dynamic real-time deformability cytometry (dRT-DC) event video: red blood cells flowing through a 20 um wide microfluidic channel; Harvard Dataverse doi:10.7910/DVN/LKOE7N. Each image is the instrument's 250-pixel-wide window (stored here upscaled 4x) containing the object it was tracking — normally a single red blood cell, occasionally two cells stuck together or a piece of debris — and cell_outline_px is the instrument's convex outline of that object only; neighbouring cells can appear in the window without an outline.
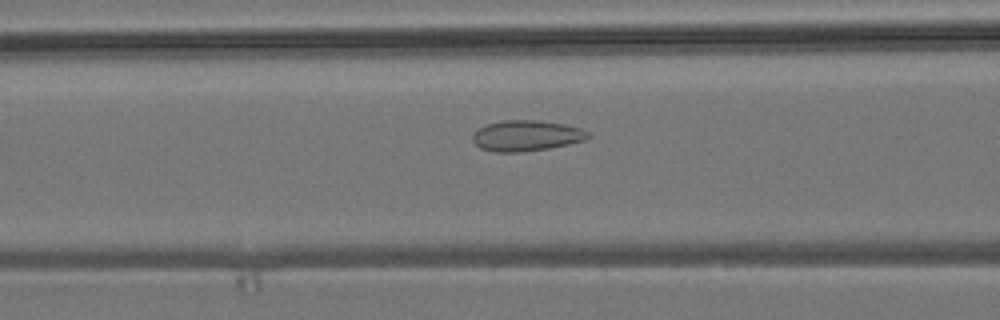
{"species": "common noctule bat (a hibernating species)", "species_latin": "Nyctalus noctula", "temperature_condition": "room temperature", "stored_images_in_passage": 39, "camera_frame_rate_fps": 3000, "um_per_image_px": 0.085, "animal": {"sex": "male", "body_mass_g": 19.2, "forearm_length_mm": 51.8}, "frame": {"image": 1, "passage_image": 12, "time_ms": 3.667, "image_size_px": [1000, 320], "cell_outline_px": [[592, 136], [584, 140], [568, 144], [548, 148], [520, 152], [496, 152], [480, 148], [472, 140], [472, 136], [480, 128], [488, 124], [500, 120], [536, 120], [564, 124], [580, 128], [588, 132]], "centroid_in_image_um": [44.75, 11.53], "position_along_channel_um": 121.9, "area_um2": 20.52}}
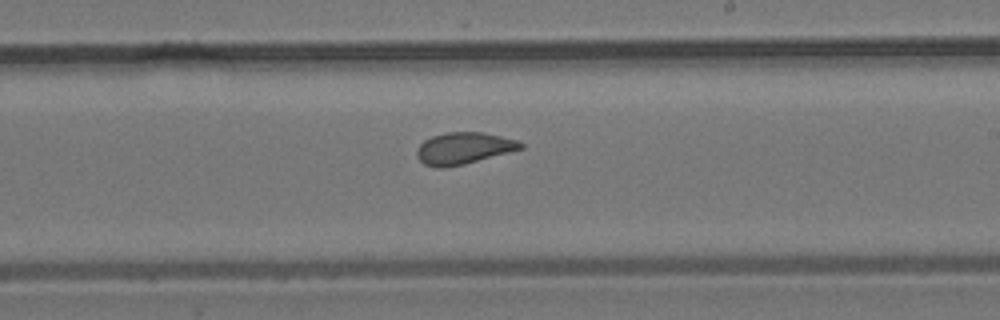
{"frame": {"image": 2, "passage_image": 22, "time_ms": 7.0, "image_size_px": [1000, 320], "cell_outline_px": [[524, 148], [464, 164], [440, 168], [424, 164], [416, 156], [416, 148], [424, 140], [432, 136], [448, 132], [480, 132], [500, 136], [516, 140], [524, 144]], "centroid_in_image_um": [39.38, 12.6], "position_along_channel_um": 249.6, "area_um2": 19.02}}
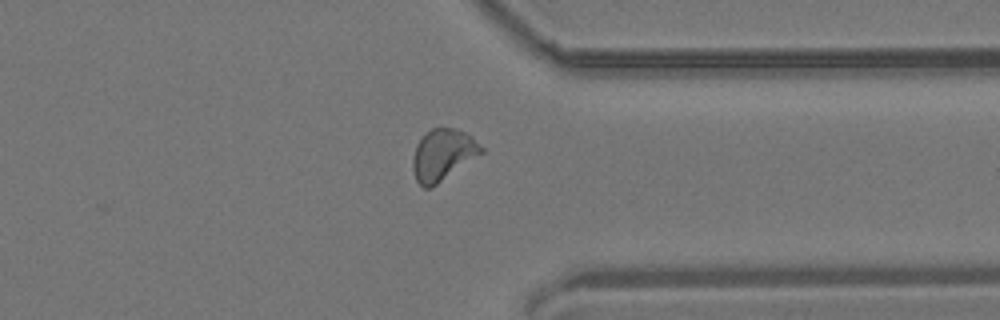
{"frame": {"image": 3, "passage_image": 32, "time_ms": 10.333, "image_size_px": [1000, 320], "cell_outline_px": [[484, 152], [436, 184], [428, 188], [424, 188], [416, 180], [412, 168], [412, 160], [416, 144], [432, 128], [456, 128], [472, 136], [484, 148]], "centroid_in_image_um": [37.65, 13.15], "position_along_channel_um": 373.8, "area_um2": 20.23}}